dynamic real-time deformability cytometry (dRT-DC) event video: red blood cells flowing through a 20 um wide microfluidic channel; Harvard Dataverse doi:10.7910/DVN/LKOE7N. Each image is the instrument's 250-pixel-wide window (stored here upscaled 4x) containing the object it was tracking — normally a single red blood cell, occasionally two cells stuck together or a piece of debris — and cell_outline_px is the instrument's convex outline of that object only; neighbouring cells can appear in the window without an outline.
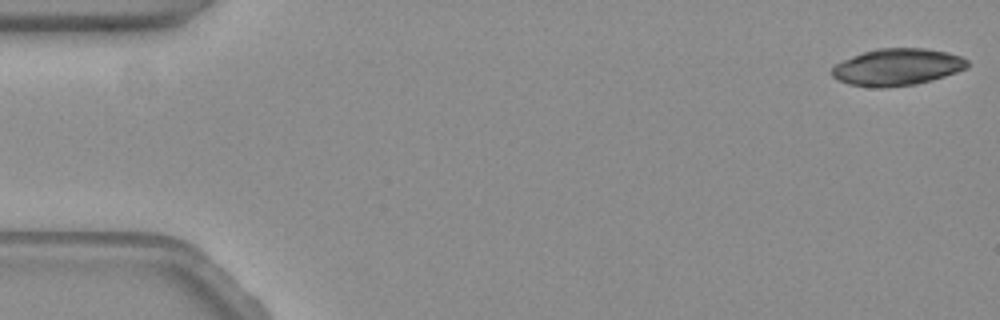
{"species": "common noctule bat (a hibernating species)", "species_latin": "Nyctalus noctula", "temperature_condition": "warm", "stored_images_in_passage": 58, "camera_frame_rate_fps": 3000, "um_per_image_px": 0.085, "animal": {"sex": "female", "body_mass_g": 19.3, "forearm_length_mm": 54.1}, "frame": {"image": 1, "passage_image": 1, "time_ms": 0.0, "image_size_px": [1000, 320], "cell_outline_px": [[968, 68], [932, 80], [916, 84], [884, 88], [876, 88], [848, 84], [832, 76], [832, 68], [836, 64], [852, 56], [876, 48], [924, 48], [948, 52], [960, 56], [968, 60]], "centroid_in_image_um": [76.28, 5.7], "position_along_channel_um": 8.7, "area_um2": 29.13}}